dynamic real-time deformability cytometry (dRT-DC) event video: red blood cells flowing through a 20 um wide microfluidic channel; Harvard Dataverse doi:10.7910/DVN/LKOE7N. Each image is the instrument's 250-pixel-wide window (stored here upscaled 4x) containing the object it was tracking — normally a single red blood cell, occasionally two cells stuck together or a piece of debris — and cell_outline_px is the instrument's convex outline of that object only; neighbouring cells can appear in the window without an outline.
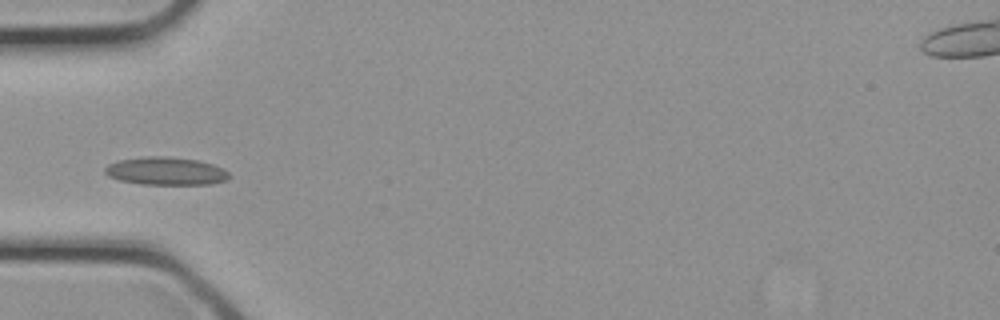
{"species": "common noctule bat (a hibernating species)", "species_latin": "Nyctalus noctula", "temperature_condition": "cold", "stored_images_in_passage": 12, "camera_frame_rate_fps": 3000, "um_per_image_px": 0.085, "animal": {"sex": "female", "body_mass_g": 21.9}, "frame": {"image": 1, "passage_image": 1, "time_ms": 0.0, "image_size_px": [1000, 320], "cell_outline_px": [[232, 176], [228, 180], [212, 184], [140, 184], [120, 180], [108, 176], [104, 172], [104, 168], [108, 164], [116, 160], [144, 156], [168, 156], [196, 160], [212, 164], [224, 168]], "centroid_in_image_um": [14.1, 14.54], "position_along_channel_um": 70.9, "area_um2": 20.46}}
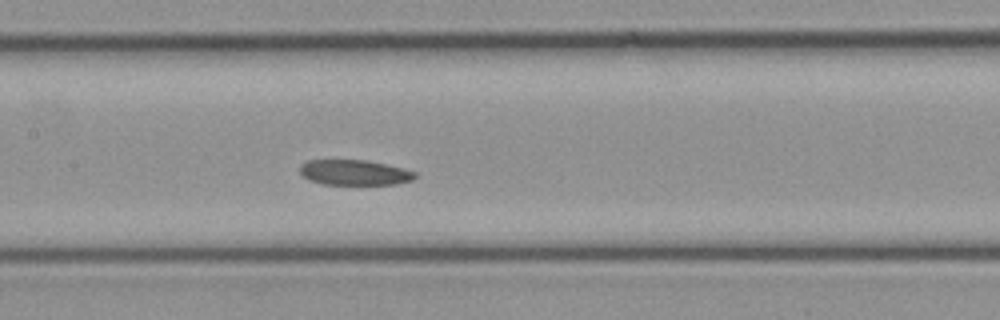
{"frame": {"image": 2, "passage_image": 6, "time_ms": 1.667, "image_size_px": [1000, 320], "cell_outline_px": [[416, 176], [412, 180], [396, 184], [324, 184], [308, 180], [300, 172], [300, 164], [308, 160], [368, 160], [404, 168], [416, 172]], "centroid_in_image_um": [30.13, 14.65], "position_along_channel_um": 177.3, "area_um2": 16.99}}
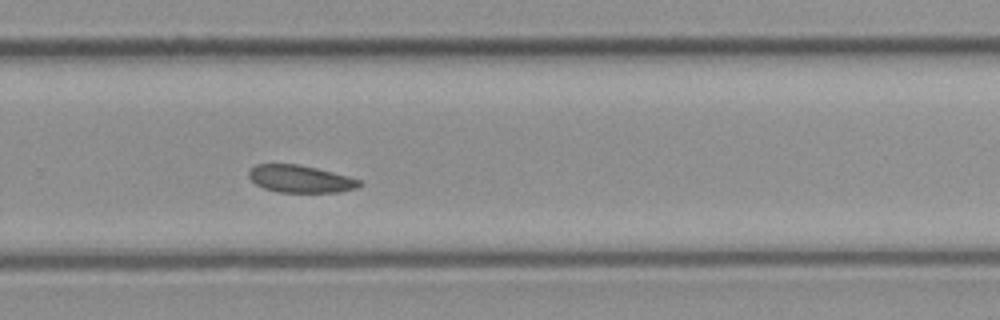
{"frame": {"image": 3, "passage_image": 12, "time_ms": 3.667, "image_size_px": [1000, 320], "cell_outline_px": [[364, 184], [356, 188], [340, 192], [280, 192], [264, 188], [256, 184], [248, 176], [248, 172], [256, 164], [296, 164], [316, 168], [348, 176], [360, 180]], "centroid_in_image_um": [25.54, 15.21], "position_along_channel_um": 304.3, "area_um2": 17.51}}